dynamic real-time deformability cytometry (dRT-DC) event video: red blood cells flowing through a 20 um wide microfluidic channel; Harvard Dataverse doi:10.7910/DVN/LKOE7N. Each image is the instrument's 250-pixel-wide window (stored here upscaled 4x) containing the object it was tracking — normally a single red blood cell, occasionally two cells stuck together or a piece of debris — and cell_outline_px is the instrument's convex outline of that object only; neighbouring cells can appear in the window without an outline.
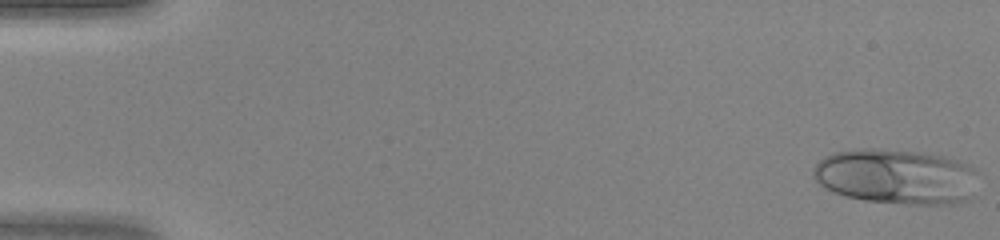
{"species": "human", "species_latin": "Homo sapiens", "temperature_condition": "warm", "stored_images_in_passage": 46, "camera_frame_rate_fps": 3000, "um_per_image_px": 0.085, "donor": {"sex": "female"}, "frame": {"image": 1, "passage_image": 1, "time_ms": 0.0, "image_size_px": [1000, 240], "cell_outline_px": [[976, 196], [972, 200], [956, 204], [904, 204], [864, 200], [844, 196], [832, 192], [824, 188], [812, 176], [812, 168], [824, 156], [832, 152], [860, 148], [880, 148], [920, 152], [944, 156], [968, 164], [976, 168]], "centroid_in_image_um": [76.21, 15.01], "position_along_channel_um": 8.8, "area_um2": 54.22}}
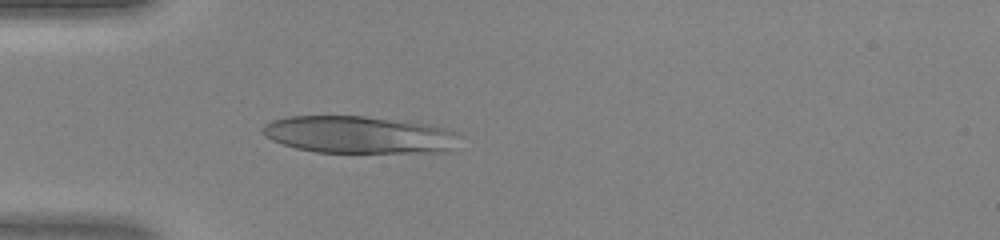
{"frame": {"image": 2, "passage_image": 14, "time_ms": 4.333, "image_size_px": [1000, 240], "cell_outline_px": [[460, 136], [448, 152], [316, 152], [296, 148], [272, 140], [264, 136], [260, 128], [264, 124], [272, 120], [288, 116], [364, 116], [428, 124], [448, 128], [460, 132]], "centroid_in_image_um": [30.51, 11.44], "position_along_channel_um": 54.5, "area_um2": 42.89}}
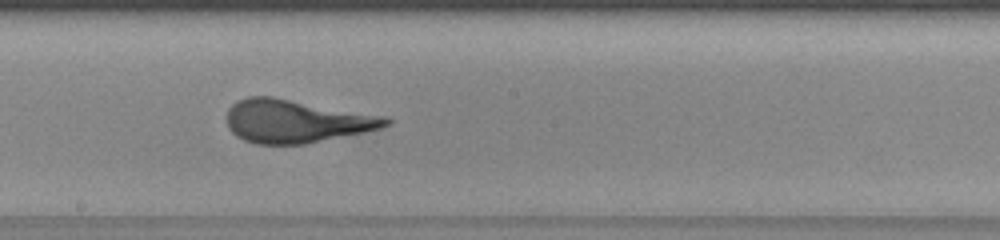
{"frame": {"image": 3, "passage_image": 26, "time_ms": 8.333, "image_size_px": [1000, 240], "cell_outline_px": [[392, 124], [380, 128], [304, 144], [256, 144], [244, 140], [236, 136], [228, 128], [228, 108], [236, 100], [248, 96], [272, 96], [392, 120]], "centroid_in_image_um": [25.0, 10.31], "position_along_channel_um": 223.2, "area_um2": 38.67}}